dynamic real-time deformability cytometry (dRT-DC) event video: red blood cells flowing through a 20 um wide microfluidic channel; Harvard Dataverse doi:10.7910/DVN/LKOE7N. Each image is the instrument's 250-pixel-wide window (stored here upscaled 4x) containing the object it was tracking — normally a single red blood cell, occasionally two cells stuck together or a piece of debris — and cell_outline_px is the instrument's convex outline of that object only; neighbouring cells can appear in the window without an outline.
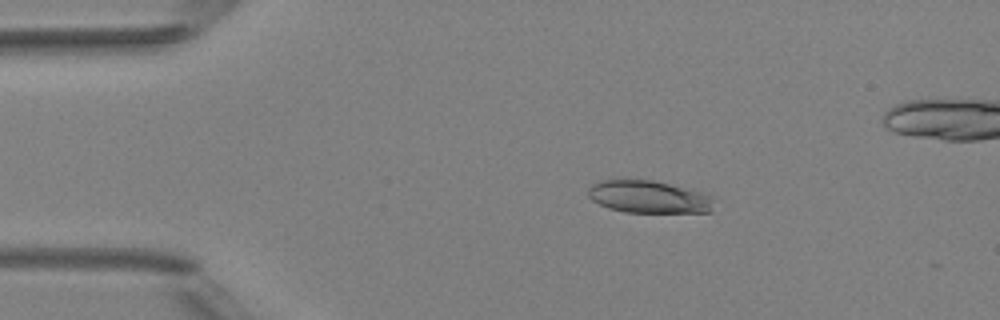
{"species": "Egyptian fruit bat (a non-hibernating species)", "species_latin": "Rousettus aegyptiacus", "temperature_condition": "room temperature", "stored_images_in_passage": 5, "camera_frame_rate_fps": 3000, "um_per_image_px": 0.085, "animal": {"sex": "female"}, "frame": {"image": 1, "passage_image": 2, "time_ms": 1.0, "image_size_px": [1000, 320], "cell_outline_px": [[716, 196], [712, 212], [624, 212], [608, 208], [592, 200], [588, 196], [588, 188], [592, 184], [604, 180], [620, 176], [652, 180], [704, 192]], "centroid_in_image_um": [55.15, 16.7], "position_along_channel_um": 29.8, "area_um2": 24.68}}
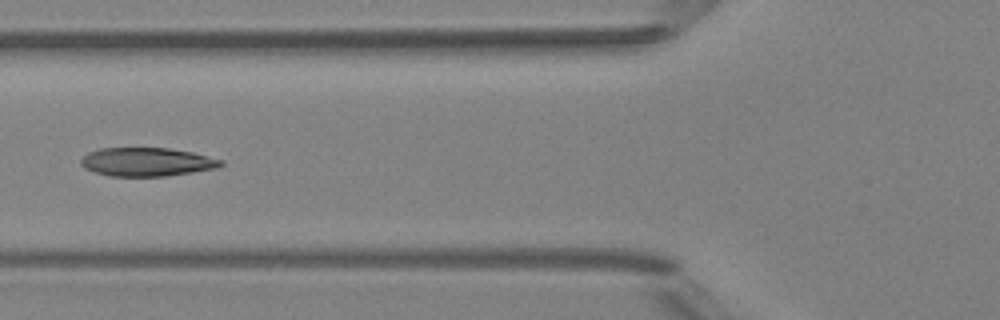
{"frame": {"image": 2, "passage_image": 5, "time_ms": 4.333, "image_size_px": [1000, 320], "cell_outline_px": [[224, 164], [216, 168], [192, 172], [164, 176], [108, 176], [84, 168], [80, 164], [80, 160], [88, 152], [100, 148], [168, 148], [192, 152], [224, 160]], "centroid_in_image_um": [12.47, 13.76], "position_along_channel_um": 113.3, "area_um2": 23.29}}